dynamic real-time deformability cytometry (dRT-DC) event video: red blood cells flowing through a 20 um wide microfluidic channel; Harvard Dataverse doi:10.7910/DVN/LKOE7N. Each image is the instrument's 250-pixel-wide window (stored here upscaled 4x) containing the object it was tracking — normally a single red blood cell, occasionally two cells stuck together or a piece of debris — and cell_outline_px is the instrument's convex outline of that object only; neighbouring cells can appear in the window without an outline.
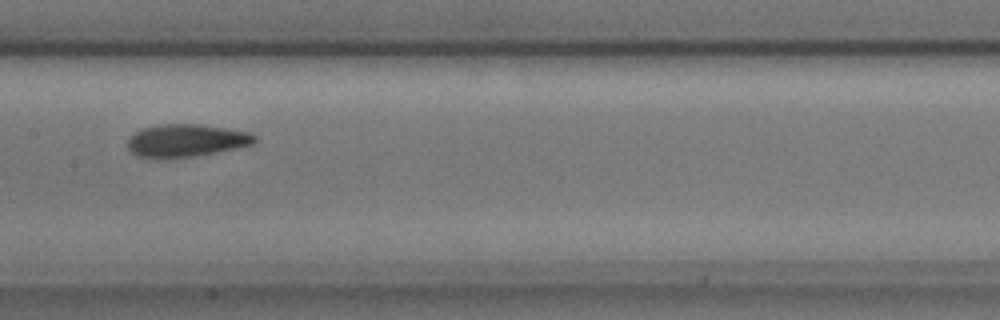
{"species": "common noctule bat (a hibernating species)", "species_latin": "Nyctalus noctula", "temperature_condition": "cold", "stored_images_in_passage": 12, "camera_frame_rate_fps": 3000, "um_per_image_px": 0.085, "animal": {"sex": "male", "body_mass_g": 17.9, "forearm_length_mm": 54.2}, "frame": {"image": 1, "passage_image": 5, "time_ms": 1.333, "image_size_px": [1000, 320], "cell_outline_px": [[256, 140], [252, 144], [236, 148], [196, 156], [160, 160], [148, 160], [136, 156], [128, 152], [128, 136], [140, 128], [160, 124], [200, 124], [228, 128], [248, 132], [256, 136]], "centroid_in_image_um": [15.71, 11.97], "position_along_channel_um": 191.7, "area_um2": 24.97}}
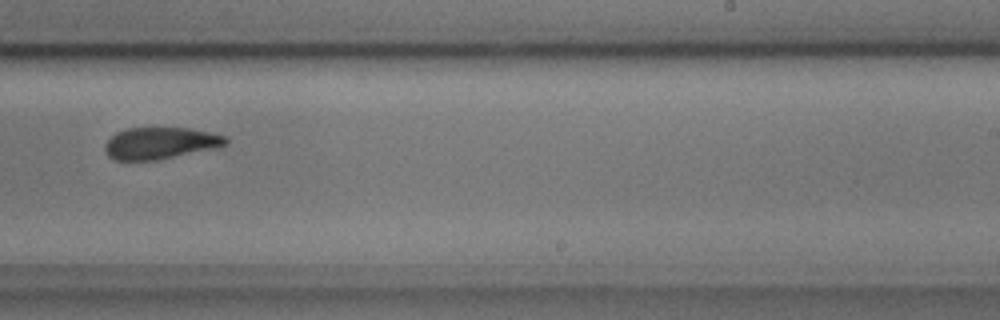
{"frame": {"image": 2, "passage_image": 7, "time_ms": 2.0, "image_size_px": [1000, 320], "cell_outline_px": [[228, 144], [156, 160], [112, 160], [108, 156], [104, 148], [104, 144], [116, 132], [128, 128], [192, 128], [224, 136], [228, 140]], "centroid_in_image_um": [13.55, 12.16], "position_along_channel_um": 275.4, "area_um2": 21.96}}
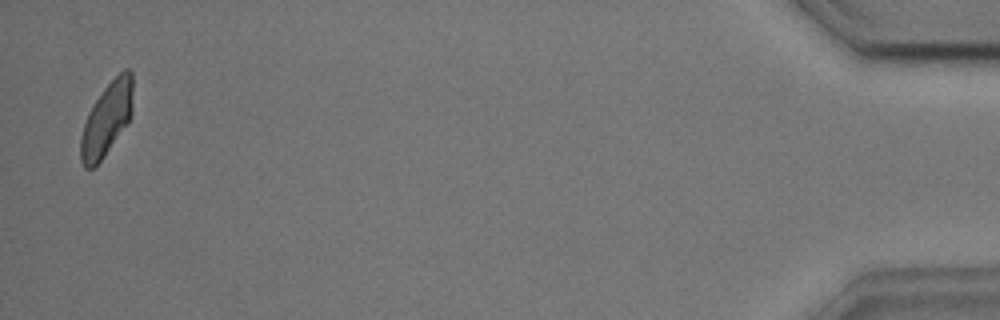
{"frame": {"image": 3, "passage_image": 12, "time_ms": 3.667, "image_size_px": [1000, 320], "cell_outline_px": [[132, 116], [128, 124], [104, 156], [92, 168], [84, 168], [80, 160], [80, 136], [88, 112], [104, 88], [124, 68], [128, 68], [132, 72]], "centroid_in_image_um": [9.08, 10.13], "position_along_channel_um": 426.1, "area_um2": 22.25}}